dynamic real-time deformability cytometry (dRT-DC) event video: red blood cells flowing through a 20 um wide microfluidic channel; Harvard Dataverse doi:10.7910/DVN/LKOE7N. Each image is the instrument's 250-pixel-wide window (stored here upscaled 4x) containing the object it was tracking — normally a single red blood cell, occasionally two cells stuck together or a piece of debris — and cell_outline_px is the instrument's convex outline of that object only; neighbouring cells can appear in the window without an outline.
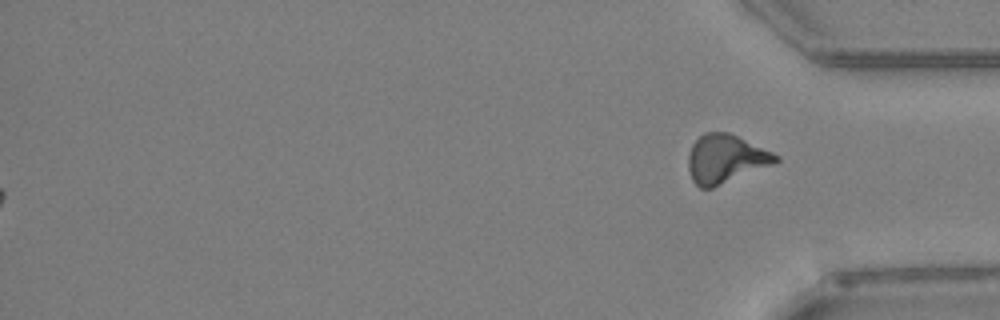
{"species": "Egyptian fruit bat (a non-hibernating species)", "species_latin": "Rousettus aegyptiacus", "temperature_condition": "warm", "stored_images_in_passage": 40, "segment_of_instrument_passage": [2, 2], "camera_frame_rate_fps": 3000, "um_per_image_px": 0.085, "animal": {"sex": "female"}, "frame": {"image": 1, "passage_image": 40, "time_ms": 13.0, "image_size_px": [1000, 320], "cell_outline_px": [[780, 160], [772, 164], [712, 188], [700, 188], [692, 180], [688, 168], [688, 156], [692, 144], [704, 132], [728, 132], [772, 152], [780, 156]], "centroid_in_image_um": [61.64, 13.5], "position_along_channel_um": 373.6, "area_um2": 24.39}}